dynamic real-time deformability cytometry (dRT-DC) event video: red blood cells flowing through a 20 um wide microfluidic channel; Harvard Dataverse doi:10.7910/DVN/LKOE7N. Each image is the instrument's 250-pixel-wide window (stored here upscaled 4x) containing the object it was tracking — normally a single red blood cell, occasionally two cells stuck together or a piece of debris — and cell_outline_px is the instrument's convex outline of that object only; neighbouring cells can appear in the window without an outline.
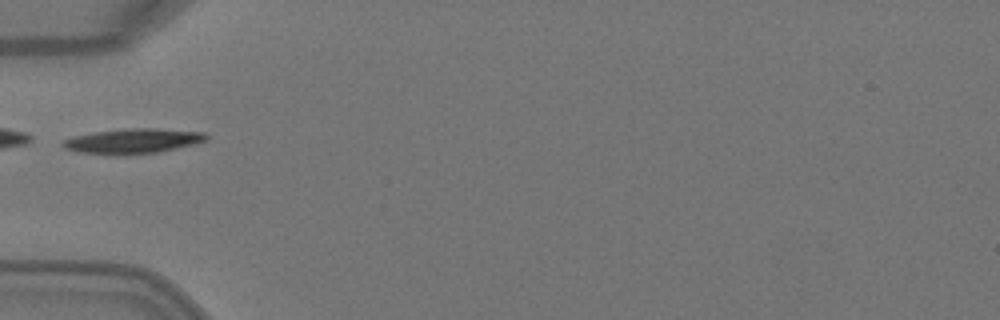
{"species": "Egyptian fruit bat (a non-hibernating species)", "species_latin": "Rousettus aegyptiacus", "temperature_condition": "warm", "stored_images_in_passage": 1, "camera_frame_rate_fps": 3000, "um_per_image_px": 0.085, "animal": {"sex": "female"}, "frame": {"image": 1, "passage_image": 1, "time_ms": 0.0, "image_size_px": [1000, 320], "cell_outline_px": [[208, 136], [204, 140], [196, 144], [156, 152], [124, 156], [80, 152], [64, 148], [60, 144], [64, 140], [76, 136], [92, 132], [132, 128], [156, 128], [204, 132]], "centroid_in_image_um": [11.29, 11.99], "position_along_channel_um": 73.7, "area_um2": 20.81}}